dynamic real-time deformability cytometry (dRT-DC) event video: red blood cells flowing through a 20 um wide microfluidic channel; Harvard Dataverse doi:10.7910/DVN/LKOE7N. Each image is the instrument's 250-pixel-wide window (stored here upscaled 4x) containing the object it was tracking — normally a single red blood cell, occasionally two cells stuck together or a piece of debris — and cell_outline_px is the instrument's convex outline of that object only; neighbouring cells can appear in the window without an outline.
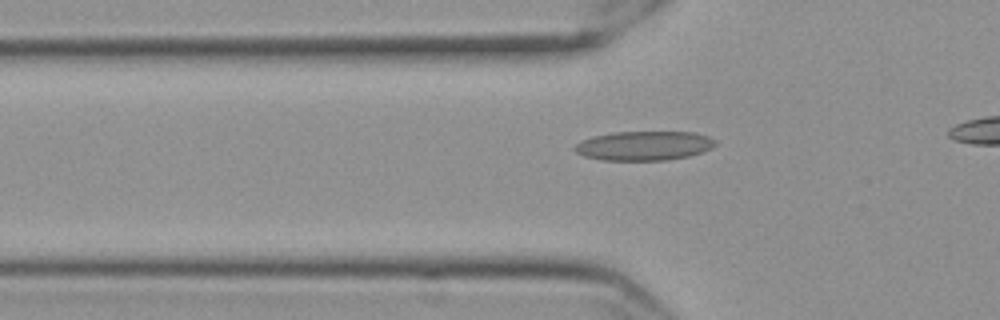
{"species": "Egyptian fruit bat (a non-hibernating species)", "species_latin": "Rousettus aegyptiacus", "temperature_condition": "cold", "stored_images_in_passage": 36, "camera_frame_rate_fps": 3000, "um_per_image_px": 0.085, "frame": {"image": 1, "passage_image": 8, "time_ms": 2.333, "image_size_px": [1000, 320], "cell_outline_px": [[716, 144], [712, 148], [688, 156], [668, 160], [604, 160], [584, 156], [576, 152], [572, 148], [580, 140], [592, 136], [612, 132], [696, 132], [708, 136], [716, 140]], "centroid_in_image_um": [54.72, 12.38], "position_along_channel_um": 71.1, "area_um2": 24.1}}
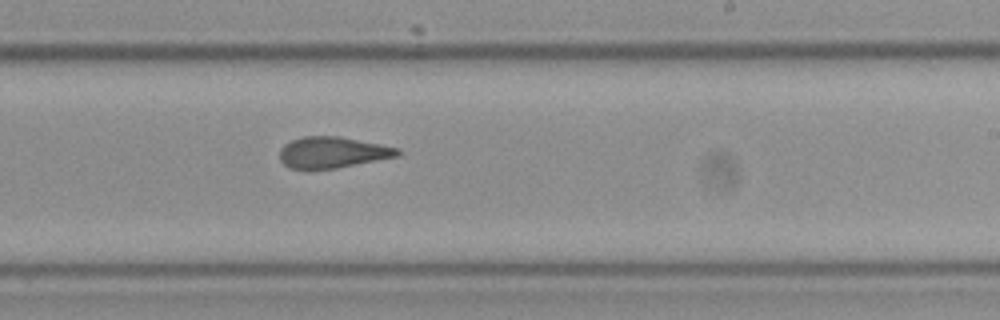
{"frame": {"image": 2, "passage_image": 24, "time_ms": 7.667, "image_size_px": [1000, 320], "cell_outline_px": [[400, 156], [336, 168], [308, 172], [288, 168], [280, 160], [280, 148], [284, 144], [292, 140], [304, 136], [340, 136], [400, 148]], "centroid_in_image_um": [28.22, 12.99], "position_along_channel_um": 260.8, "area_um2": 22.02}}
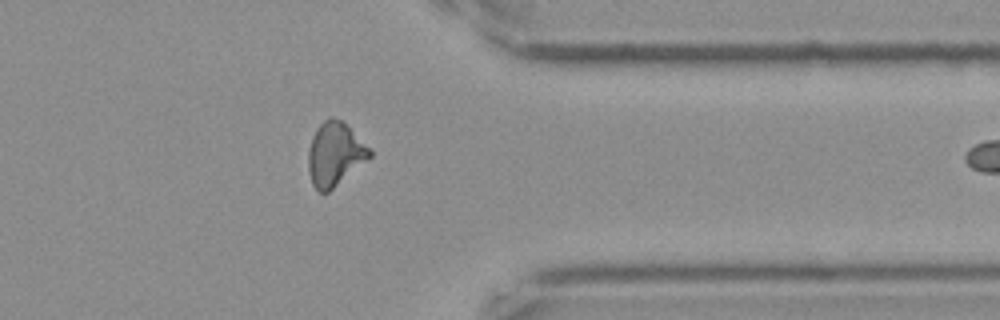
{"frame": {"image": 3, "passage_image": 35, "time_ms": 11.333, "image_size_px": [1000, 320], "cell_outline_px": [[372, 156], [328, 192], [320, 192], [312, 184], [308, 168], [308, 152], [312, 136], [316, 128], [324, 120], [332, 116], [344, 120], [372, 148]], "centroid_in_image_um": [28.49, 13.04], "position_along_channel_um": 382.9, "area_um2": 23.06}}